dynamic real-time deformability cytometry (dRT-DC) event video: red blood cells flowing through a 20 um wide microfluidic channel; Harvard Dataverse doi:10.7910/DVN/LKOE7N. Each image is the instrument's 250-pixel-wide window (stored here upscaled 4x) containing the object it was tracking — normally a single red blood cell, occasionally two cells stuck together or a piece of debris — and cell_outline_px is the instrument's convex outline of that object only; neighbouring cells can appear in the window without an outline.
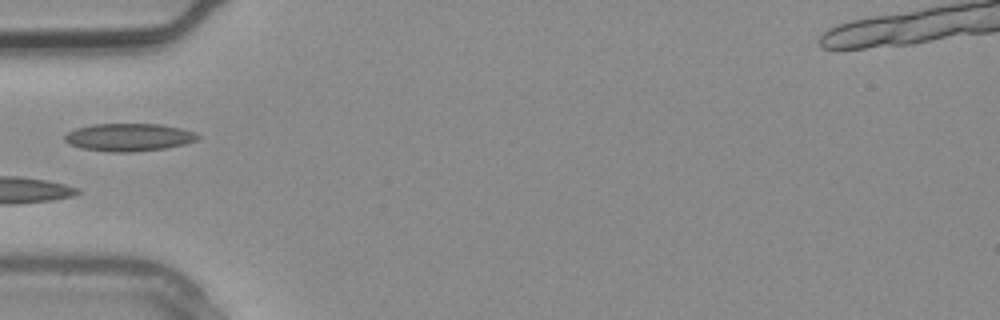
{"species": "common noctule bat (a hibernating species)", "species_latin": "Nyctalus noctula", "temperature_condition": "warm", "stored_images_in_passage": 4, "camera_frame_rate_fps": 3000, "um_per_image_px": 0.085, "animal": {"sex": "male", "body_mass_g": 20.4}, "frame": {"image": 1, "passage_image": 4, "time_ms": 1.0, "image_size_px": [1000, 320], "cell_outline_px": [[200, 136], [196, 140], [184, 144], [164, 148], [132, 152], [108, 152], [80, 148], [64, 140], [64, 136], [68, 132], [76, 128], [96, 124], [160, 124], [180, 128], [196, 132]], "centroid_in_image_um": [10.95, 11.67], "position_along_channel_um": 74.0, "area_um2": 21.39}}